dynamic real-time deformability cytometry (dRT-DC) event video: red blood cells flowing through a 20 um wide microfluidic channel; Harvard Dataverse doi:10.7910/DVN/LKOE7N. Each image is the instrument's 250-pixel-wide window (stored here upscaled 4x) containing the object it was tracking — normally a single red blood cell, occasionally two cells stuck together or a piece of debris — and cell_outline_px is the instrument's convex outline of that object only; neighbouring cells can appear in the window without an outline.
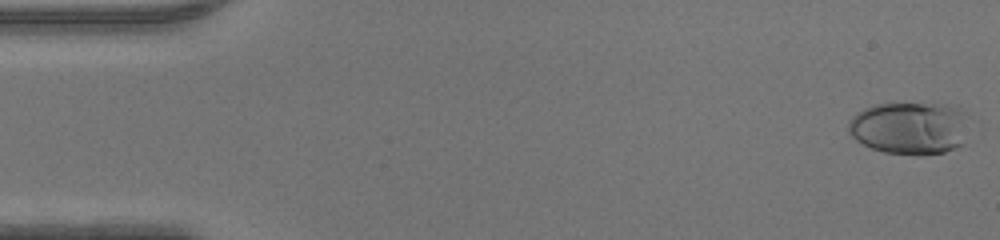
{"species": "human", "species_latin": "Homo sapiens", "temperature_condition": "warm", "stored_images_in_passage": 47, "camera_frame_rate_fps": 3000, "um_per_image_px": 0.085, "donor": {"sex": "male"}, "frame": {"image": 1, "passage_image": 1, "time_ms": 0.0, "image_size_px": [1000, 240], "cell_outline_px": [[968, 112], [964, 144], [956, 148], [944, 152], [884, 152], [872, 148], [856, 140], [848, 132], [848, 120], [856, 112], [864, 108], [876, 104], [948, 104], [960, 108]], "centroid_in_image_um": [77.34, 10.83], "position_along_channel_um": 7.7, "area_um2": 36.65}}
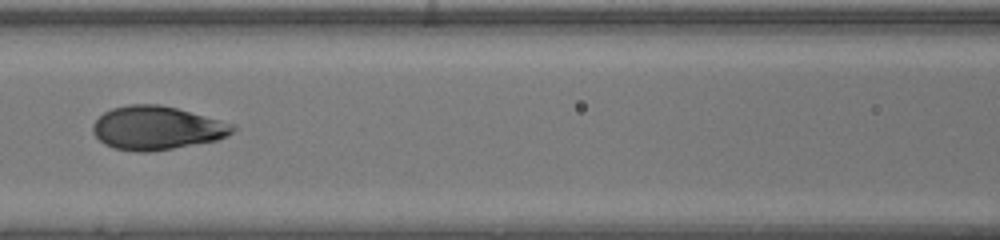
{"frame": {"image": 2, "passage_image": 21, "time_ms": 6.667, "image_size_px": [1000, 240], "cell_outline_px": [[240, 128], [228, 136], [216, 140], [152, 152], [136, 152], [116, 148], [104, 144], [92, 132], [92, 124], [104, 112], [112, 108], [128, 104], [160, 104], [176, 108], [236, 124]], "centroid_in_image_um": [13.36, 10.87], "position_along_channel_um": 153.2, "area_um2": 35.72}}
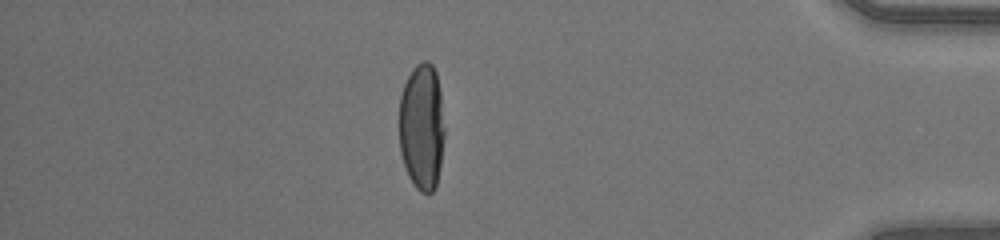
{"frame": {"image": 3, "passage_image": 41, "time_ms": 13.333, "image_size_px": [1000, 240], "cell_outline_px": [[444, 136], [440, 168], [436, 188], [428, 196], [420, 192], [416, 188], [408, 176], [400, 152], [400, 96], [404, 84], [412, 68], [416, 64], [424, 60], [428, 60], [432, 64], [436, 72], [440, 92], [444, 128]], "centroid_in_image_um": [35.86, 10.8], "position_along_channel_um": 399.3, "area_um2": 33.81}}